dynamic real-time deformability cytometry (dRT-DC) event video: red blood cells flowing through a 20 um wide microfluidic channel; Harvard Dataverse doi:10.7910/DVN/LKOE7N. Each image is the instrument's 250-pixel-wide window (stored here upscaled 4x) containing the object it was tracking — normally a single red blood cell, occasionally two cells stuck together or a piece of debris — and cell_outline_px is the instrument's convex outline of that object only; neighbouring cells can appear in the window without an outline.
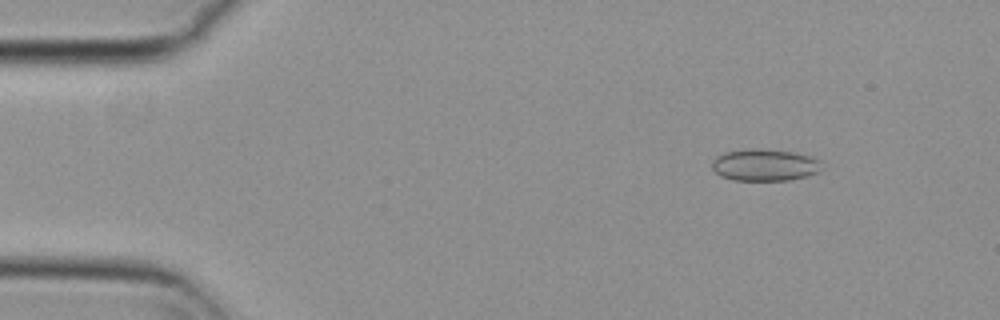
{"species": "common noctule bat (a hibernating species)", "species_latin": "Nyctalus noctula", "temperature_condition": "cold", "stored_images_in_passage": 55, "camera_frame_rate_fps": 3000, "um_per_image_px": 0.085, "animal": {"sex": "female", "body_mass_g": 29.2, "forearm_length_mm": 56.3}, "frame": {"image": 1, "passage_image": 7, "time_ms": 2.0, "image_size_px": [1000, 320], "cell_outline_px": [[820, 168], [816, 172], [804, 176], [788, 180], [732, 180], [720, 176], [712, 168], [712, 160], [716, 156], [724, 152], [756, 148], [792, 152], [812, 156], [820, 160]], "centroid_in_image_um": [64.95, 14.02], "position_along_channel_um": 20.0, "area_um2": 20.23}}
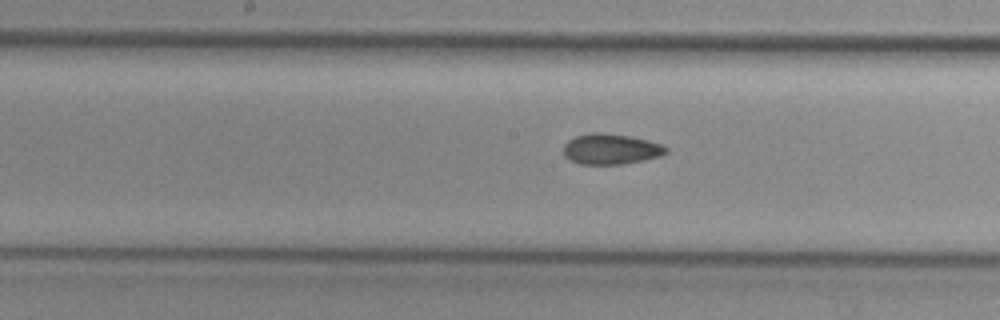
{"frame": {"image": 2, "passage_image": 28, "time_ms": 9.0, "image_size_px": [1000, 320], "cell_outline_px": [[668, 152], [660, 156], [644, 160], [620, 164], [580, 164], [564, 156], [564, 144], [568, 140], [576, 136], [588, 132], [604, 132], [632, 136], [664, 144], [668, 148]], "centroid_in_image_um": [51.95, 12.65], "position_along_channel_um": 196.3, "area_um2": 18.5}}
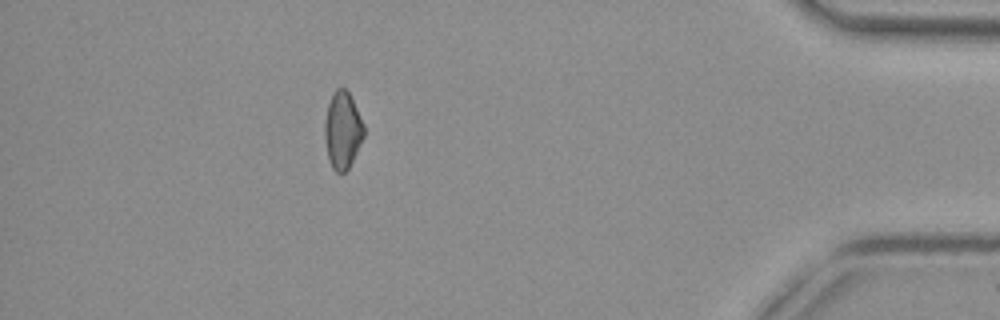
{"frame": {"image": 3, "passage_image": 49, "time_ms": 16.0, "image_size_px": [1000, 320], "cell_outline_px": [[364, 136], [348, 168], [344, 172], [336, 172], [332, 168], [328, 160], [324, 136], [324, 124], [328, 104], [332, 92], [336, 88], [344, 88], [348, 92], [364, 124]], "centroid_in_image_um": [29.09, 11.06], "position_along_channel_um": 406.1, "area_um2": 17.46}}